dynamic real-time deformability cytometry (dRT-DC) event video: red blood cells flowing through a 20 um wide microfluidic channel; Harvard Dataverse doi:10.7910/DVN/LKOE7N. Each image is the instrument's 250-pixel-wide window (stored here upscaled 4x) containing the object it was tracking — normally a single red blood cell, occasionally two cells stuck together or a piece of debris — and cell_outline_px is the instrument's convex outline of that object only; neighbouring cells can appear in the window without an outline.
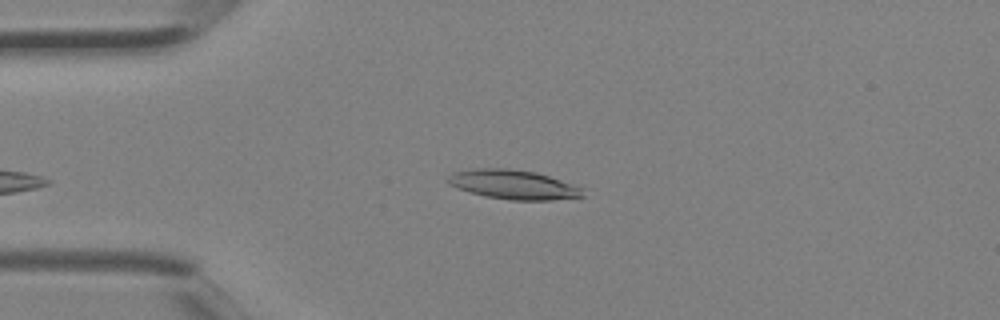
{"species": "Egyptian fruit bat (a non-hibernating species)", "species_latin": "Rousettus aegyptiacus", "temperature_condition": "room temperature", "stored_images_in_passage": 3, "camera_frame_rate_fps": 3000, "um_per_image_px": 0.085, "animal": {"sex": "female"}, "frame": {"image": 1, "passage_image": 3, "time_ms": 0.667, "image_size_px": [1000, 320], "cell_outline_px": [[584, 196], [552, 200], [512, 200], [484, 196], [456, 188], [448, 184], [444, 180], [452, 172], [472, 168], [508, 168], [536, 172], [572, 184], [580, 188]], "centroid_in_image_um": [43.54, 15.68], "position_along_channel_um": 41.5, "area_um2": 23.06}}